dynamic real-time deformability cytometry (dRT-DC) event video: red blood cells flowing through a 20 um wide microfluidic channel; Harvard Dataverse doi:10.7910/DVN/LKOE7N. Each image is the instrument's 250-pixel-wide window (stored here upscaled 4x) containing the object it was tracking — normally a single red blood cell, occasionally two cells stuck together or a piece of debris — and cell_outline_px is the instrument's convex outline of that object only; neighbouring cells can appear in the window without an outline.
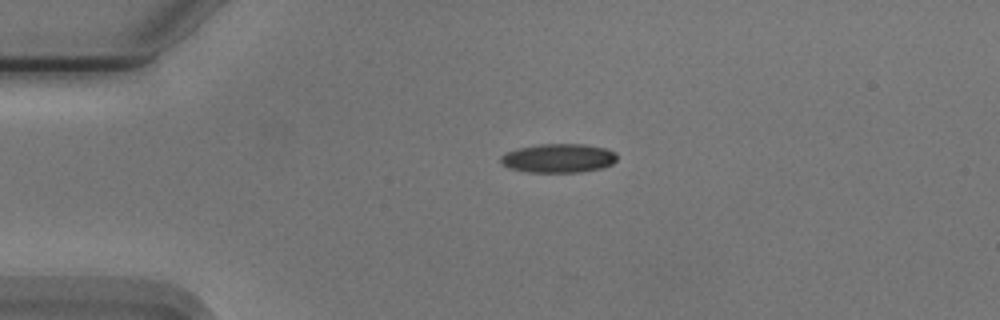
{"species": "Egyptian fruit bat (a non-hibernating species)", "species_latin": "Rousettus aegyptiacus", "temperature_condition": "cold", "stored_images_in_passage": 43, "camera_frame_rate_fps": 3000, "um_per_image_px": 0.085, "animal": {"sex": "male"}, "frame": {"image": 1, "passage_image": 1, "time_ms": 0.0, "image_size_px": [1000, 320], "cell_outline_px": [[616, 160], [612, 164], [604, 168], [580, 172], [528, 172], [512, 168], [504, 164], [500, 160], [500, 156], [508, 152], [520, 148], [540, 144], [584, 144], [604, 148], [616, 152]], "centroid_in_image_um": [47.52, 13.45], "position_along_channel_um": 37.5, "area_um2": 19.42}}
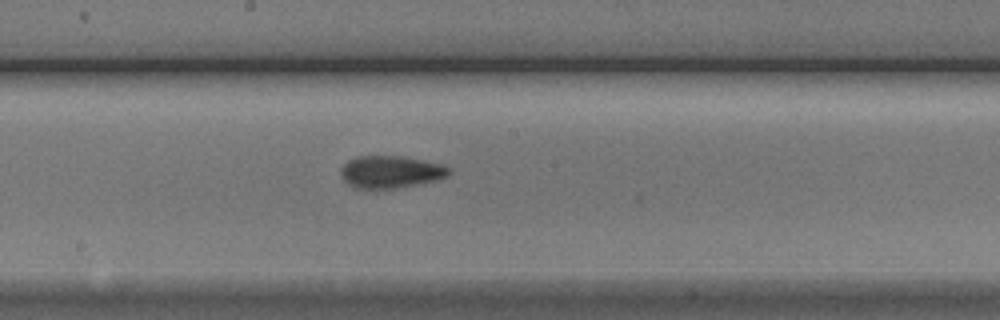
{"frame": {"image": 2, "passage_image": 18, "time_ms": 5.667, "image_size_px": [1000, 320], "cell_outline_px": [[448, 176], [436, 180], [396, 188], [356, 188], [348, 184], [344, 180], [340, 172], [344, 164], [348, 160], [360, 156], [404, 156], [424, 160], [440, 164], [448, 168]], "centroid_in_image_um": [33.18, 14.6], "position_along_channel_um": 215.0, "area_um2": 20.06}}
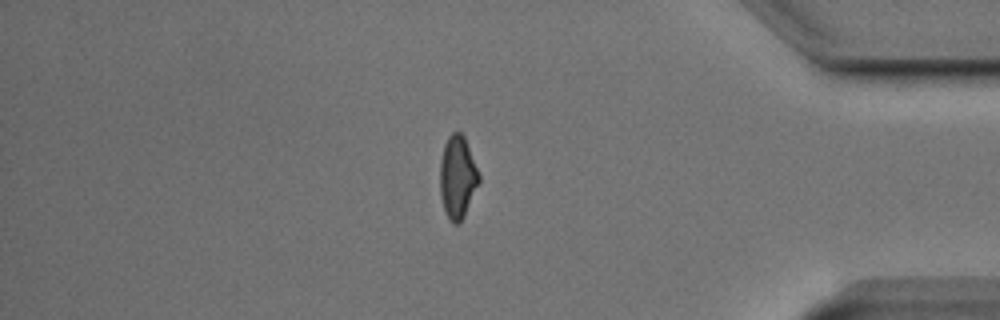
{"frame": {"image": 3, "passage_image": 35, "time_ms": 11.333, "image_size_px": [1000, 320], "cell_outline_px": [[480, 180], [464, 216], [456, 224], [452, 224], [448, 220], [444, 212], [440, 196], [440, 160], [444, 144], [448, 136], [452, 132], [460, 132], [464, 136], [480, 176]], "centroid_in_image_um": [38.86, 15.07], "position_along_channel_um": 396.3, "area_um2": 18.79}, "authors_computed_cell_mechanics": {"area_um2": 19.1318, "velocity_mm_per_s": 3.7516, "shape_relaxation_time_tau1_ms": 3.0992, "shape_relaxation_time_tau2_ms": 2.8611, "deformation_change_tau1": 0.1497, "deformation_change_tau2": 0.1069}}